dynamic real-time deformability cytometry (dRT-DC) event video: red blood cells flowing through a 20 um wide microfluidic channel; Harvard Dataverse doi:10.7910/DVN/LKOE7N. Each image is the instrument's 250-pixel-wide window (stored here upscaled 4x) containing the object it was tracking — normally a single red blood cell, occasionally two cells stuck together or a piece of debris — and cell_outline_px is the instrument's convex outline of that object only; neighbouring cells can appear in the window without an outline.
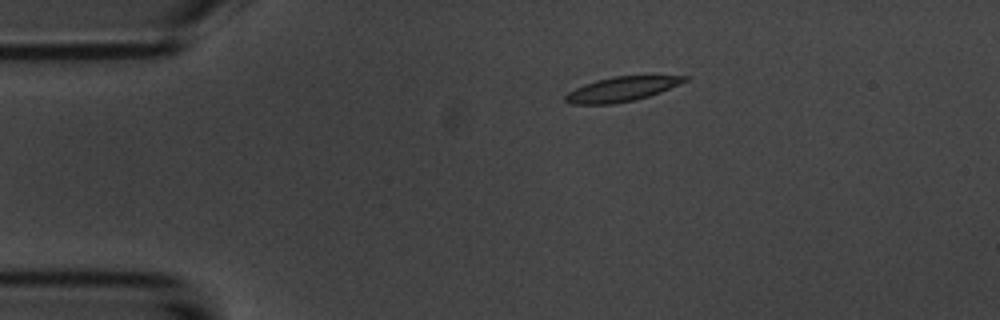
{"species": "common noctule bat (a hibernating species)", "species_latin": "Nyctalus noctula", "temperature_condition": "room temperature", "stored_images_in_passage": 8, "camera_frame_rate_fps": 3000, "um_per_image_px": 0.085, "animal": {"sex": "male", "body_mass_g": 20.1, "forearm_length_mm": 53.5}, "frame": {"image": 1, "passage_image": 3, "time_ms": 3.333, "image_size_px": [1000, 320], "cell_outline_px": [[688, 80], [660, 92], [636, 100], [612, 104], [572, 104], [564, 100], [564, 96], [568, 92], [584, 84], [596, 80], [612, 76], [688, 76]], "centroid_in_image_um": [52.8, 7.58], "position_along_channel_um": 32.2, "area_um2": 16.94}}
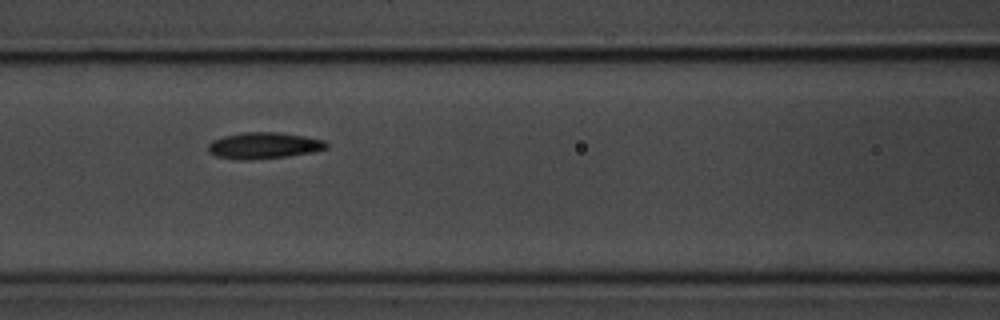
{"frame": {"image": 2, "passage_image": 7, "time_ms": 7.667, "image_size_px": [1000, 320], "cell_outline_px": [[328, 148], [312, 152], [288, 156], [248, 160], [232, 160], [216, 156], [208, 152], [208, 144], [212, 140], [224, 136], [244, 132], [280, 132], [304, 136], [324, 140], [328, 144]], "centroid_in_image_um": [22.4, 12.38], "position_along_channel_um": 144.2, "area_um2": 18.32}}
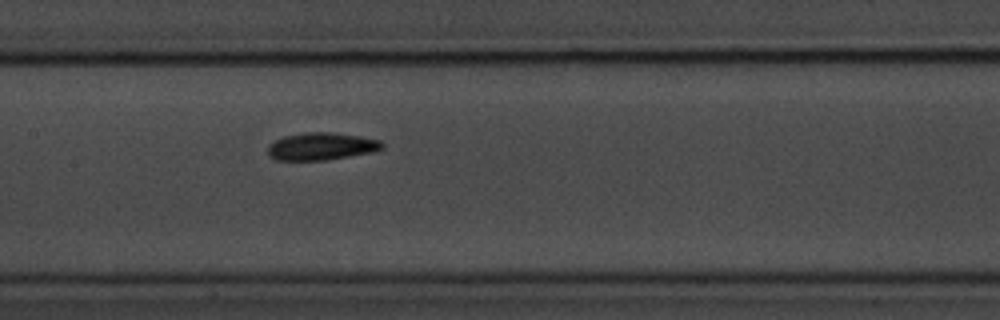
{"frame": {"image": 3, "passage_image": 8, "time_ms": 8.667, "image_size_px": [1000, 320], "cell_outline_px": [[384, 148], [376, 152], [324, 160], [276, 160], [268, 156], [268, 144], [284, 136], [304, 132], [328, 132], [360, 136], [380, 140], [384, 144]], "centroid_in_image_um": [27.33, 12.44], "position_along_channel_um": 180.1, "area_um2": 18.44}}